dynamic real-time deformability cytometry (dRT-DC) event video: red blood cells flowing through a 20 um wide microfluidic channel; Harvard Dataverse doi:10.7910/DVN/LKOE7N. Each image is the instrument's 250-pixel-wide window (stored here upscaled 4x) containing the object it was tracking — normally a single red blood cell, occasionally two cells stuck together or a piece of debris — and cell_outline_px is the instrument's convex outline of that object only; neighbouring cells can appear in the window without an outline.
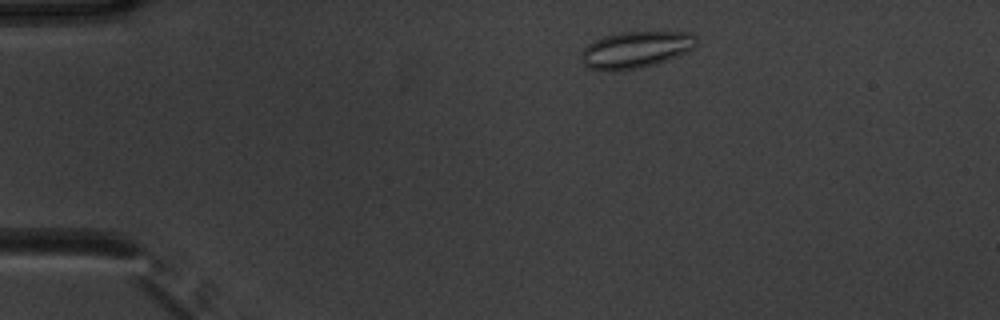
{"species": "common noctule bat (a hibernating species)", "species_latin": "Nyctalus noctula", "temperature_condition": "warm", "stored_images_in_passage": 46, "camera_frame_rate_fps": 3000, "um_per_image_px": 0.085, "animal": {"sex": "male", "body_mass_g": 20.1, "forearm_length_mm": 53.5}, "frame": {"image": 1, "passage_image": 3, "time_ms": 0.667, "image_size_px": [1000, 320], "cell_outline_px": [[696, 44], [692, 48], [668, 60], [656, 64], [640, 68], [612, 72], [588, 68], [580, 60], [580, 56], [584, 48], [588, 44], [604, 36], [620, 32], [688, 32], [696, 36]], "centroid_in_image_um": [53.99, 4.24], "position_along_channel_um": 31.0, "area_um2": 24.62}}
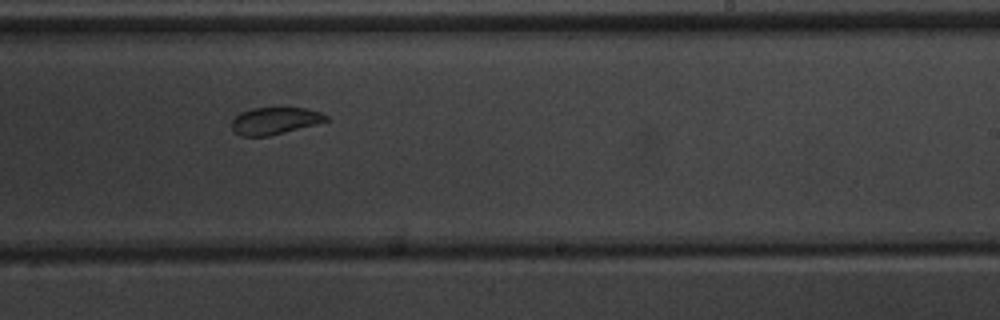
{"frame": {"image": 2, "passage_image": 26, "time_ms": 8.333, "image_size_px": [1000, 320], "cell_outline_px": [[328, 120], [316, 124], [268, 136], [240, 136], [232, 132], [232, 120], [240, 112], [252, 108], [304, 108], [320, 112], [328, 116]], "centroid_in_image_um": [23.32, 10.27], "position_along_channel_um": 265.7, "area_um2": 14.8}}
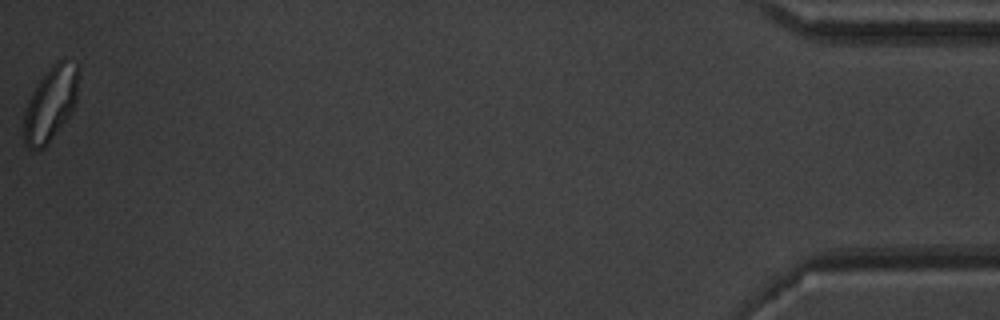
{"frame": {"image": 3, "passage_image": 46, "time_ms": 15.0, "image_size_px": [1000, 320], "cell_outline_px": [[80, 72], [76, 100], [68, 116], [48, 144], [44, 148], [28, 148], [24, 144], [24, 112], [28, 100], [32, 92], [48, 68], [56, 60], [64, 60], [80, 64]], "centroid_in_image_um": [4.31, 8.77], "position_along_channel_um": 430.9, "area_um2": 23.64}, "authors_computed_cell_mechanics": {"area_um2": 17.8313, "velocity_mm_per_s": 3.8318, "shape_relaxation_time_tau1_ms": 4.2123, "shape_relaxation_time_tau2_ms": 0.8367, "deformation_change_tau1": 0.0908, "deformation_change_tau2": 0.0644}}